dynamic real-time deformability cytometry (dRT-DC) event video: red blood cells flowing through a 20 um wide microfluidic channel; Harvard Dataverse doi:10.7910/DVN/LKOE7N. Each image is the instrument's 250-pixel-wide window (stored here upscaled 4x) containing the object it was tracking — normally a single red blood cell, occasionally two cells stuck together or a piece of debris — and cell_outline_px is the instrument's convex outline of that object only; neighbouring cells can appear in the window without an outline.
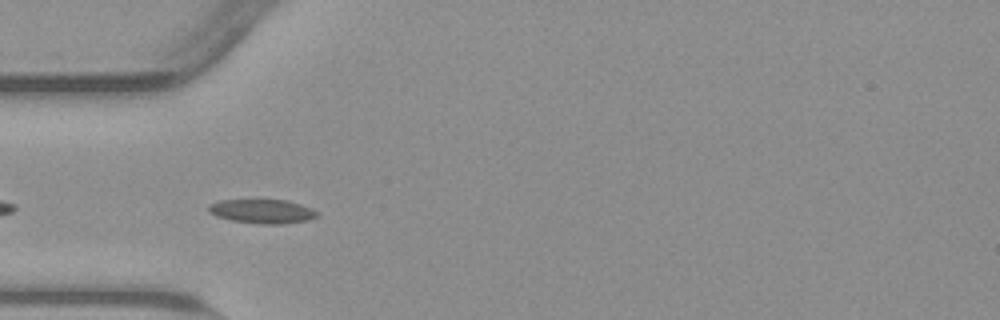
{"species": "common noctule bat (a hibernating species)", "species_latin": "Nyctalus noctula", "temperature_condition": "warm", "stored_images_in_passage": 29, "camera_frame_rate_fps": 3000, "um_per_image_px": 0.085, "animal": {"sex": "male", "body_mass_g": 23.1, "forearm_length_mm": 52.7}, "frame": {"image": 1, "passage_image": 3, "time_ms": 0.667, "image_size_px": [1000, 320], "cell_outline_px": [[320, 216], [308, 220], [280, 224], [264, 224], [232, 220], [216, 216], [208, 212], [208, 204], [220, 200], [288, 200], [312, 208], [320, 212]], "centroid_in_image_um": [22.32, 17.95], "position_along_channel_um": 62.7, "area_um2": 15.32}}
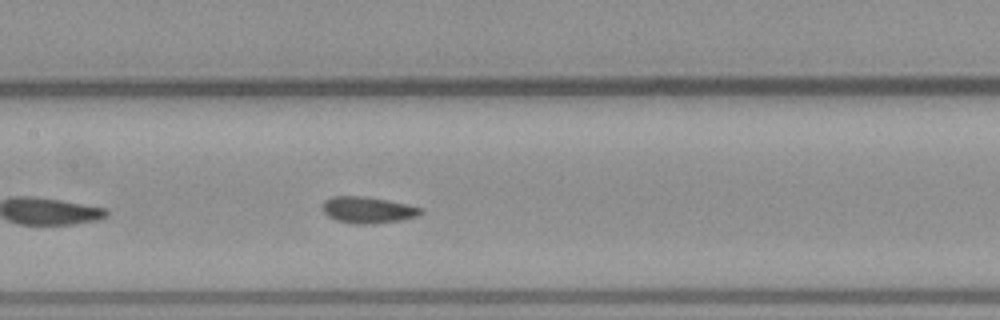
{"frame": {"image": 2, "passage_image": 12, "time_ms": 3.667, "image_size_px": [1000, 320], "cell_outline_px": [[424, 212], [416, 216], [400, 220], [372, 224], [356, 224], [336, 220], [328, 216], [324, 212], [324, 200], [332, 196], [364, 196], [388, 200], [408, 204], [424, 208]], "centroid_in_image_um": [31.3, 17.84], "position_along_channel_um": 176.1, "area_um2": 15.14}}
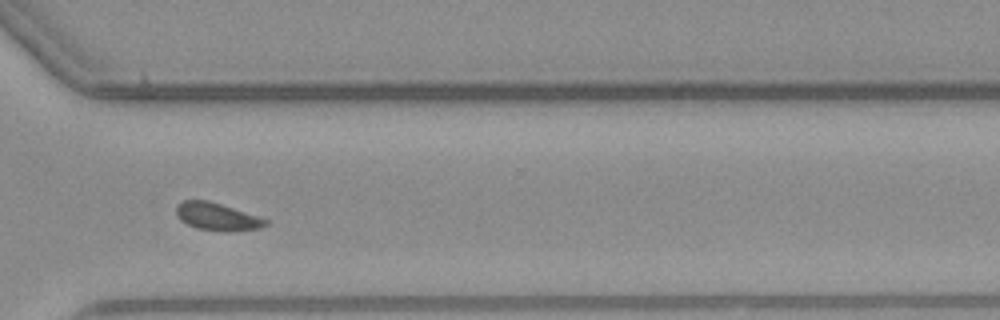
{"frame": {"image": 3, "passage_image": 26, "time_ms": 8.333, "image_size_px": [1000, 320], "cell_outline_px": [[268, 224], [260, 228], [228, 232], [224, 232], [196, 228], [180, 220], [176, 212], [176, 204], [180, 200], [208, 200], [268, 220]], "centroid_in_image_um": [18.41, 18.42], "position_along_channel_um": 352.2, "area_um2": 14.28}, "authors_computed_cell_mechanics": {"area_um2": 14.9124, "velocity_mm_per_s": 3.7768, "shape_relaxation_time_tau1_ms": null, "shape_relaxation_time_tau2_ms": 1.0589, "deformation_change_tau1": null, "deformation_change_tau2": 0.0468}}